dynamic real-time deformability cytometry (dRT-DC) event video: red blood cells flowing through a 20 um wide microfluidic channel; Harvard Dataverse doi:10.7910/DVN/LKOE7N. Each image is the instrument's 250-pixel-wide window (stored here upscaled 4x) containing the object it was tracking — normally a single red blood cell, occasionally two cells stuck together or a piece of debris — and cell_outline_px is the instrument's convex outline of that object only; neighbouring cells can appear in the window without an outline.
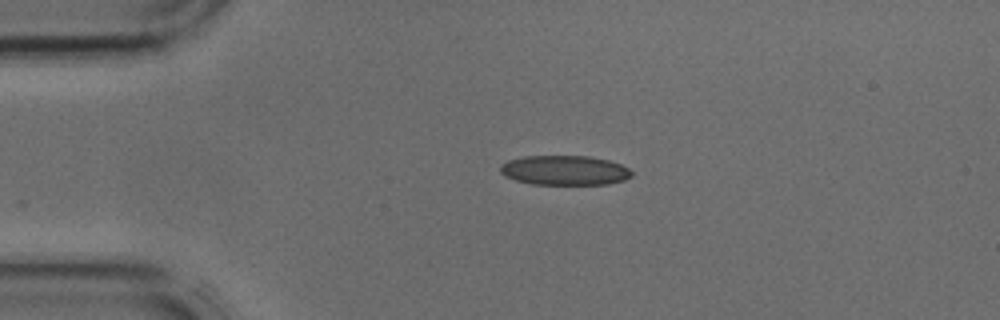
{"species": "common noctule bat (a hibernating species)", "species_latin": "Nyctalus noctula", "temperature_condition": "cold", "stored_images_in_passage": 25, "camera_frame_rate_fps": 3000, "um_per_image_px": 0.085, "animal": {"sex": "male", "body_mass_g": 17.9, "forearm_length_mm": 54.2}, "frame": {"image": 1, "passage_image": 1, "time_ms": 0.0, "image_size_px": [1000, 320], "cell_outline_px": [[632, 176], [624, 180], [608, 184], [532, 184], [516, 180], [504, 176], [500, 172], [500, 164], [508, 160], [524, 156], [588, 156], [608, 160], [620, 164], [628, 168], [632, 172]], "centroid_in_image_um": [47.97, 14.47], "position_along_channel_um": 37.0, "area_um2": 22.72}}
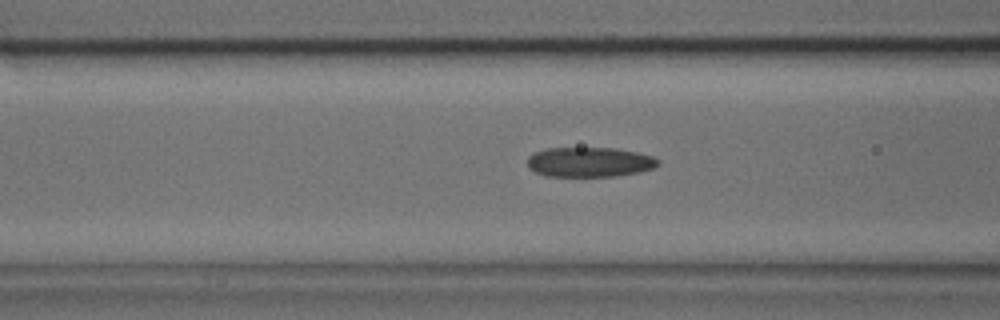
{"frame": {"image": 2, "passage_image": 8, "time_ms": 2.333, "image_size_px": [1000, 320], "cell_outline_px": [[660, 164], [652, 168], [640, 172], [616, 176], [548, 176], [536, 172], [528, 168], [528, 156], [536, 152], [548, 148], [616, 148], [636, 152], [652, 156], [660, 160]], "centroid_in_image_um": [50.13, 13.77], "position_along_channel_um": 116.5, "area_um2": 22.66}}